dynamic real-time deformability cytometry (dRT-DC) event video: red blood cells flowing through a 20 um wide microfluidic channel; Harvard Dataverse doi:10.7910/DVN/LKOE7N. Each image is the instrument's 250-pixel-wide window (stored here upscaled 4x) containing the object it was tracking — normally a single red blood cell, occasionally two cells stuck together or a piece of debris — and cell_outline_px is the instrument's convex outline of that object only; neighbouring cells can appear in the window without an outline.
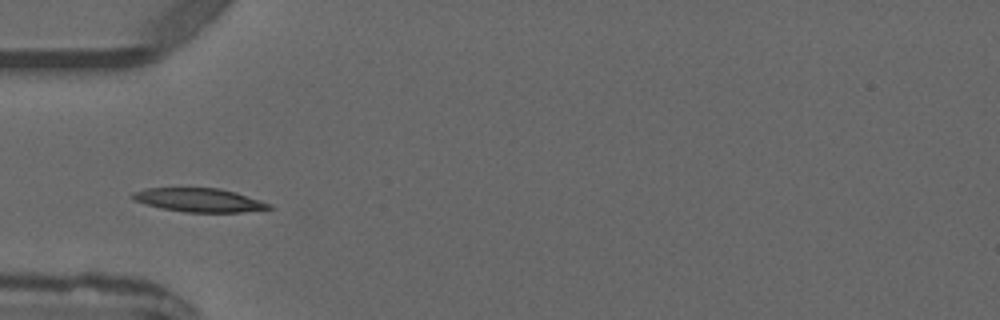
{"species": "common noctule bat (a hibernating species)", "species_latin": "Nyctalus noctula", "temperature_condition": "warm", "stored_images_in_passage": 5, "camera_frame_rate_fps": 3000, "um_per_image_px": 0.085, "animal": {"sex": "male", "forearm_length_mm": 52.5}, "frame": {"image": 1, "passage_image": 4, "time_ms": 3.667, "image_size_px": [1000, 320], "cell_outline_px": [[276, 208], [240, 212], [184, 212], [164, 208], [148, 204], [136, 200], [132, 196], [132, 192], [148, 188], [220, 188], [236, 192], [272, 204]], "centroid_in_image_um": [17.01, 17.0], "position_along_channel_um": 68.0, "area_um2": 18.61}}
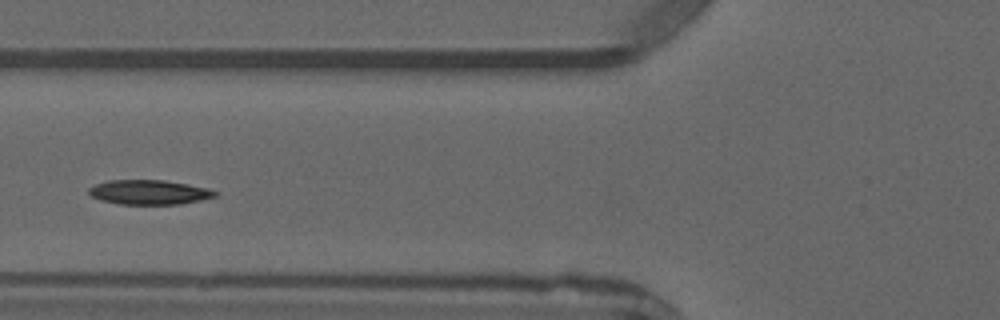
{"frame": {"image": 2, "passage_image": 5, "time_ms": 4.667, "image_size_px": [1000, 320], "cell_outline_px": [[220, 192], [216, 196], [200, 200], [180, 204], [120, 204], [100, 200], [92, 196], [88, 192], [88, 188], [96, 184], [108, 180], [164, 180], [188, 184], [208, 188]], "centroid_in_image_um": [12.69, 16.33], "position_along_channel_um": 113.1, "area_um2": 18.09}}